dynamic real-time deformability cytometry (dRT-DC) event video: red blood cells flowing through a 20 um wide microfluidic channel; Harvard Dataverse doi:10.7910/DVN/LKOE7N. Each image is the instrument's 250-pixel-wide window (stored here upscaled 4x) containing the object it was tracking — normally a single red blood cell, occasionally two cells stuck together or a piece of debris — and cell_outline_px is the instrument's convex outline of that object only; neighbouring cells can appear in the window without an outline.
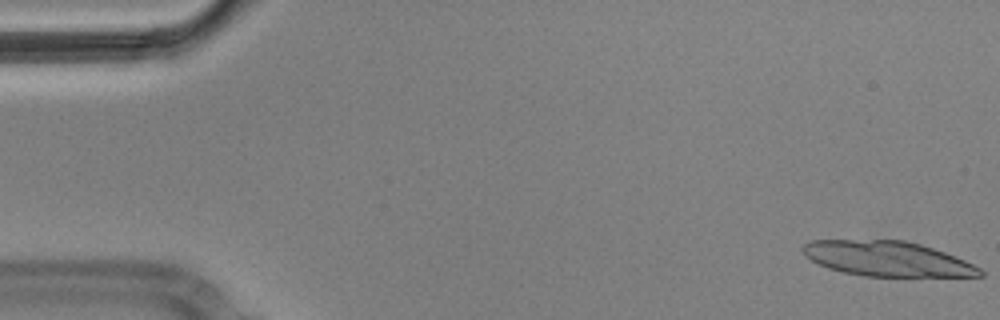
{"species": "Egyptian fruit bat (a non-hibernating species)", "species_latin": "Rousettus aegyptiacus", "temperature_condition": "cold", "stored_images_in_passage": 7, "camera_frame_rate_fps": 3000, "um_per_image_px": 0.085, "animal": {"sex": "male"}, "frame": {"image": 1, "passage_image": 1, "time_ms": 0.0, "image_size_px": [1000, 320], "cell_outline_px": [[984, 276], [864, 276], [844, 272], [828, 268], [812, 260], [800, 248], [804, 244], [812, 240], [904, 240], [920, 244], [944, 252], [964, 260], [980, 268], [984, 272]], "centroid_in_image_um": [75.42, 21.99], "position_along_channel_um": 9.6, "area_um2": 35.72}}
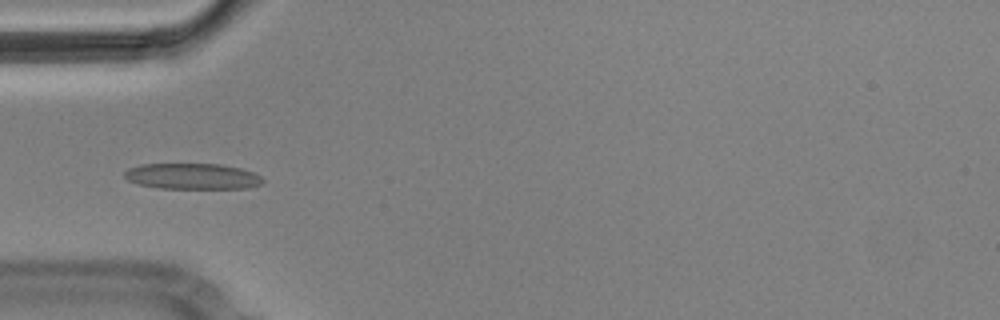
{"frame": {"image": 2, "passage_image": 6, "time_ms": 1.667, "image_size_px": [1000, 320], "cell_outline_px": [[264, 180], [260, 184], [248, 188], [160, 188], [140, 184], [128, 180], [124, 176], [124, 172], [128, 168], [140, 164], [220, 164], [240, 168], [252, 172], [260, 176]], "centroid_in_image_um": [16.34, 14.98], "position_along_channel_um": 68.7, "area_um2": 20.69}}